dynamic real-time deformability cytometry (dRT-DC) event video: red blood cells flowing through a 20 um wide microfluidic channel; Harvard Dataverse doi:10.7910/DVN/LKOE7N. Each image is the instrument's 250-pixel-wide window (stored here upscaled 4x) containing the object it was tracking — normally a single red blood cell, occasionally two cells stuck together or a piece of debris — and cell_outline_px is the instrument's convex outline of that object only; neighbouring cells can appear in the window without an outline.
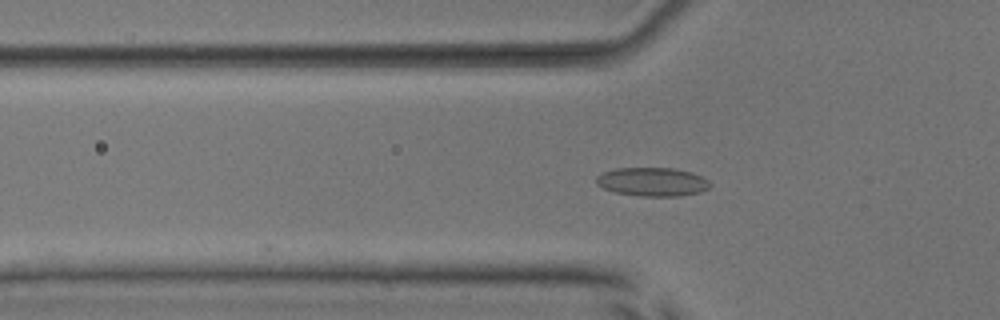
{"species": "common noctule bat (a hibernating species)", "species_latin": "Nyctalus noctula", "temperature_condition": "room temperature", "stored_images_in_passage": 37, "camera_frame_rate_fps": 3000, "um_per_image_px": 0.085, "animal": {"sex": "male", "body_mass_g": 17.9, "forearm_length_mm": 54.2}, "frame": {"image": 1, "passage_image": 3, "time_ms": 0.667, "image_size_px": [1000, 320], "cell_outline_px": [[712, 184], [708, 188], [700, 192], [680, 196], [640, 196], [616, 192], [604, 188], [596, 184], [596, 176], [604, 172], [616, 168], [672, 168], [692, 172], [708, 180]], "centroid_in_image_um": [55.46, 15.45], "position_along_channel_um": 70.3, "area_um2": 18.96}}
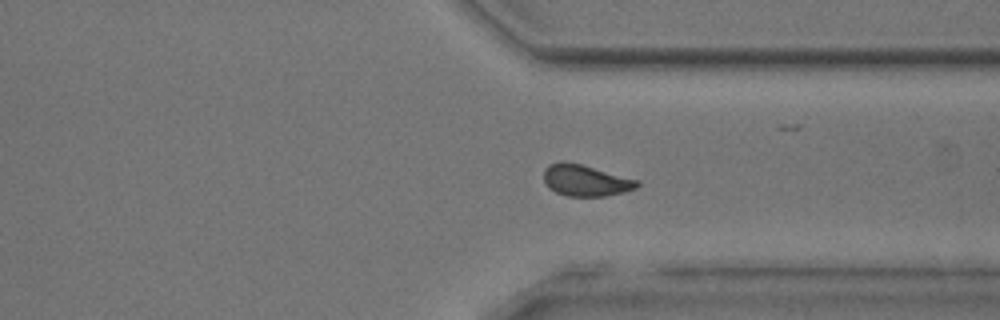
{"frame": {"image": 2, "passage_image": 25, "time_ms": 8.0, "image_size_px": [1000, 320], "cell_outline_px": [[640, 184], [636, 188], [624, 192], [608, 196], [568, 196], [556, 192], [548, 188], [544, 184], [544, 168], [548, 164], [560, 160], [564, 160], [580, 164], [640, 180]], "centroid_in_image_um": [49.75, 15.33], "position_along_channel_um": 361.6, "area_um2": 17.34}}
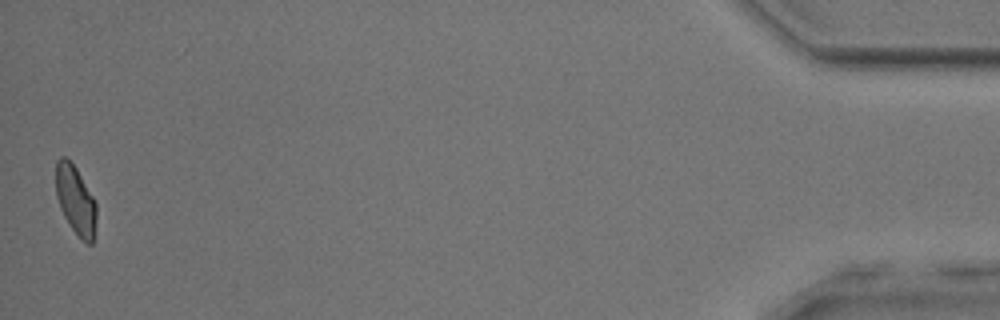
{"frame": {"image": 3, "passage_image": 37, "time_ms": 12.0, "image_size_px": [1000, 320], "cell_outline_px": [[96, 220], [92, 244], [88, 244], [72, 228], [64, 216], [60, 208], [56, 196], [56, 160], [60, 156], [64, 156], [76, 168], [92, 196], [96, 204]], "centroid_in_image_um": [6.41, 16.98], "position_along_channel_um": 428.8, "area_um2": 15.9}, "authors_computed_cell_mechanics": {"area_um2": 17.051, "velocity_mm_per_s": 3.9762, "shape_relaxation_time_tau1_ms": 4.0799, "shape_relaxation_time_tau2_ms": 1.0585, "deformation_change_tau1": 0.126, "deformation_change_tau2": 0.0718}}